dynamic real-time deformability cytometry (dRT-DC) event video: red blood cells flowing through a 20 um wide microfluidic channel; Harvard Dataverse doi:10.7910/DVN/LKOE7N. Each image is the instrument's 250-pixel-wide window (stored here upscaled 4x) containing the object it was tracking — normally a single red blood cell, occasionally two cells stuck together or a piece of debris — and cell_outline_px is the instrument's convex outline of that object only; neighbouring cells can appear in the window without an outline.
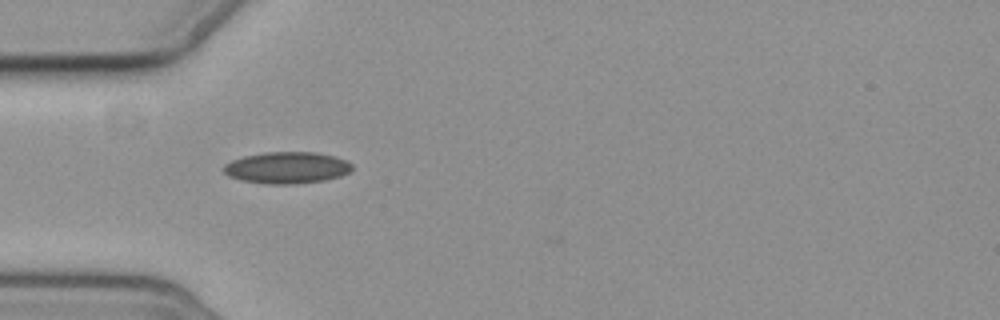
{"species": "common noctule bat (a hibernating species)", "species_latin": "Nyctalus noctula", "temperature_condition": "cold", "stored_images_in_passage": 5, "camera_frame_rate_fps": 3000, "um_per_image_px": 0.085, "animal": {"sex": "female", "body_mass_g": 19.3, "forearm_length_mm": 54.1}, "frame": {"image": 1, "passage_image": 2, "time_ms": 1.0, "image_size_px": [1000, 320], "cell_outline_px": [[352, 168], [348, 172], [340, 176], [324, 180], [296, 184], [264, 184], [240, 180], [228, 176], [224, 172], [224, 164], [232, 160], [244, 156], [264, 152], [316, 152], [348, 160], [352, 164]], "centroid_in_image_um": [24.37, 14.25], "position_along_channel_um": 60.6, "area_um2": 23.76}}
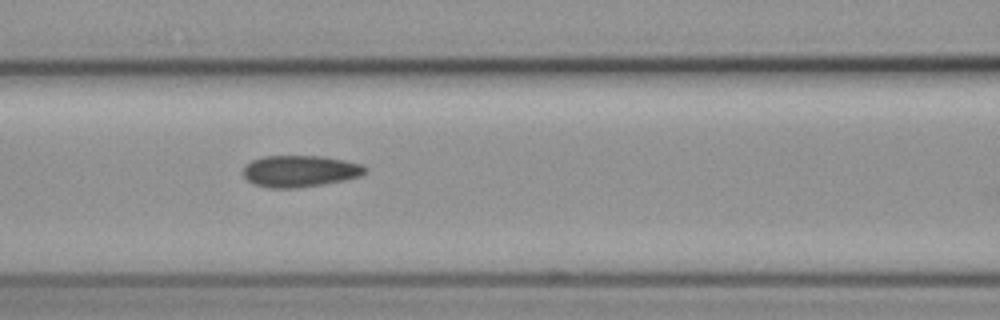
{"frame": {"image": 2, "passage_image": 4, "time_ms": 3.333, "image_size_px": [1000, 320], "cell_outline_px": [[368, 168], [360, 176], [344, 180], [324, 184], [296, 188], [268, 188], [252, 184], [244, 176], [244, 164], [252, 160], [264, 156], [324, 156], [364, 164]], "centroid_in_image_um": [25.49, 14.54], "position_along_channel_um": 141.1, "area_um2": 22.66}}
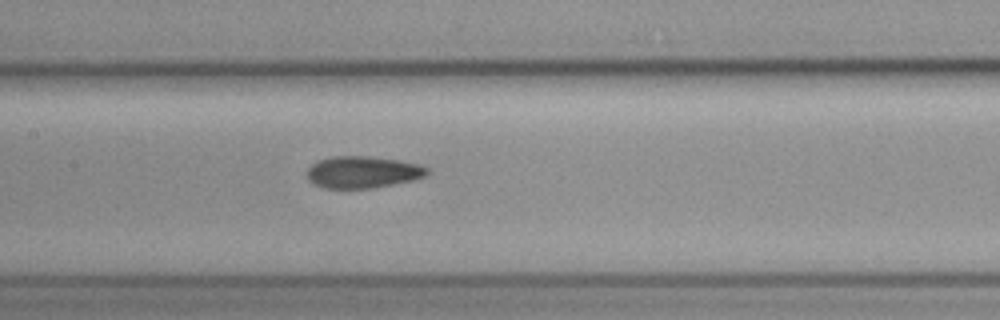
{"frame": {"image": 3, "passage_image": 5, "time_ms": 4.333, "image_size_px": [1000, 320], "cell_outline_px": [[428, 176], [416, 180], [372, 188], [324, 188], [312, 184], [308, 180], [308, 168], [316, 160], [336, 156], [368, 156], [400, 160], [420, 164], [428, 168]], "centroid_in_image_um": [30.86, 14.63], "position_along_channel_um": 176.5, "area_um2": 22.6}}